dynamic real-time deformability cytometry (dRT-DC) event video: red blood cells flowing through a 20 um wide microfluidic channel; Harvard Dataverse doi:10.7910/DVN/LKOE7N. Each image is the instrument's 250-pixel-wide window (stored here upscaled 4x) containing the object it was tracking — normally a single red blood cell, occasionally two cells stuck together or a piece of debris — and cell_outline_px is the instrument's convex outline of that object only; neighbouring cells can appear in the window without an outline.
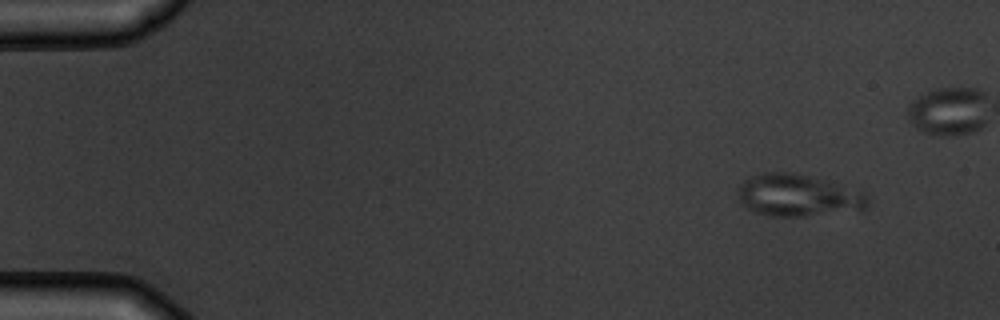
{"species": "common noctule bat (a hibernating species)", "species_latin": "Nyctalus noctula", "temperature_condition": "warm", "stored_images_in_passage": 6, "camera_frame_rate_fps": 3000, "um_per_image_px": 0.085, "animal": {"sex": "male", "body_mass_g": 19.5, "forearm_length_mm": 54.6}, "frame": {"image": 1, "passage_image": 1, "time_ms": 0.0, "image_size_px": [1000, 320], "cell_outline_px": [[868, 204], [860, 212], [804, 216], [768, 216], [756, 212], [748, 208], [740, 200], [740, 184], [744, 180], [752, 176], [764, 172], [788, 172], [808, 176], [860, 188], [868, 192]], "centroid_in_image_um": [67.98, 16.62], "position_along_channel_um": 17.0, "area_um2": 32.31}}